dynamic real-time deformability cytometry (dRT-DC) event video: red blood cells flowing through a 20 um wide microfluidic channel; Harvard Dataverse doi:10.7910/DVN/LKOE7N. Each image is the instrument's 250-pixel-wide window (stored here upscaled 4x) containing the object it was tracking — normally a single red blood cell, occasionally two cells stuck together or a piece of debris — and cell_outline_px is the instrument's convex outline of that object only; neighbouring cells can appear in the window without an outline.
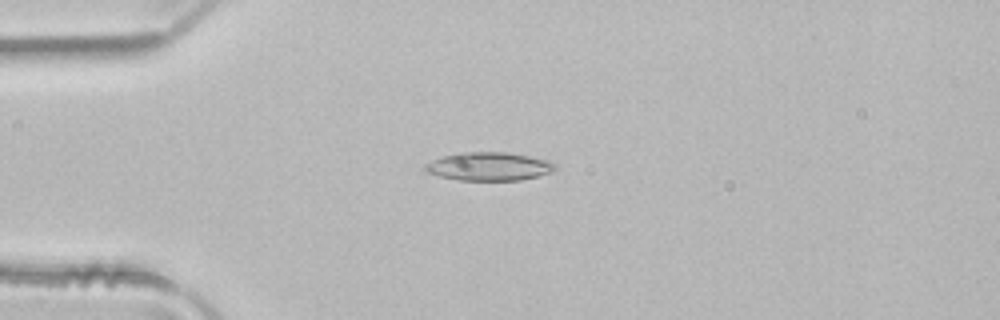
{"species": "common noctule bat (a hibernating species)", "species_latin": "Nyctalus noctula", "temperature_condition": "room temperature", "stored_images_in_passage": 49, "camera_frame_rate_fps": 3000, "um_per_image_px": 0.085, "animal": {"sex": "male", "body_mass_g": 21.5, "forearm_length_mm": 52.0}, "frame": {"image": 1, "passage_image": 12, "time_ms": 3.667, "image_size_px": [1000, 320], "cell_outline_px": [[556, 168], [552, 172], [520, 180], [460, 180], [440, 176], [428, 172], [424, 168], [424, 164], [432, 160], [444, 156], [460, 152], [504, 152], [552, 160], [556, 164]], "centroid_in_image_um": [41.59, 14.14], "position_along_channel_um": 43.4, "area_um2": 21.39}}
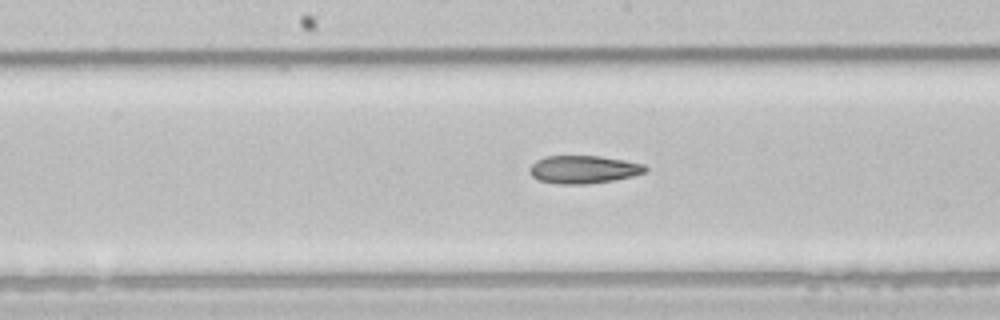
{"frame": {"image": 2, "passage_image": 25, "time_ms": 8.0, "image_size_px": [1000, 320], "cell_outline_px": [[648, 172], [632, 176], [612, 180], [588, 184], [560, 184], [540, 180], [532, 176], [528, 172], [528, 168], [536, 160], [544, 156], [600, 156], [624, 160], [644, 164], [648, 168]], "centroid_in_image_um": [49.6, 14.4], "position_along_channel_um": 198.6, "area_um2": 18.9}}
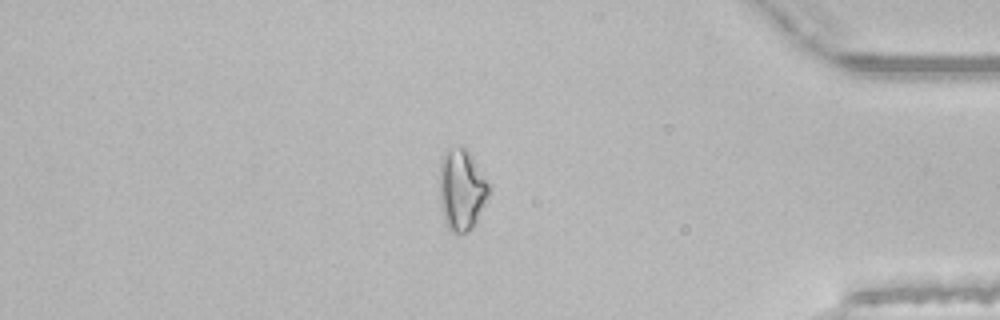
{"frame": {"image": 3, "passage_image": 42, "time_ms": 13.667, "image_size_px": [1000, 320], "cell_outline_px": [[488, 196], [472, 228], [468, 232], [452, 232], [444, 224], [440, 204], [440, 160], [444, 152], [448, 148], [464, 148], [472, 156], [488, 180]], "centroid_in_image_um": [39.21, 16.13], "position_along_channel_um": 396.0, "area_um2": 23.18}, "authors_computed_cell_mechanics": {"area_um2": 20.808, "velocity_mm_per_s": 4.0529, "shape_relaxation_time_tau1_ms": null, "shape_relaxation_time_tau2_ms": 10.8841, "deformation_change_tau1": null, "deformation_change_tau2": 0.2284}}